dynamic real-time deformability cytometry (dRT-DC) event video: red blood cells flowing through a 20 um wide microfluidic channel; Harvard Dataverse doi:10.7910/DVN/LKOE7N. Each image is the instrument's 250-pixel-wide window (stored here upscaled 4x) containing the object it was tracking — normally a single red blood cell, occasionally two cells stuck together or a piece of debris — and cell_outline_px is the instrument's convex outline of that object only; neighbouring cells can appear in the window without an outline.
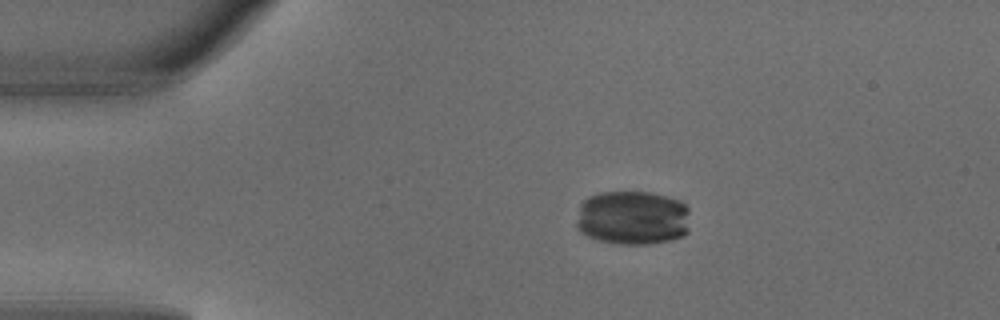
{"species": "common noctule bat (a hibernating species)", "species_latin": "Nyctalus noctula", "temperature_condition": "warm", "stored_images_in_passage": 3, "camera_frame_rate_fps": 3000, "um_per_image_px": 0.085, "animal": {"sex": "male", "body_mass_g": 18.8}, "frame": {"image": 1, "passage_image": 2, "time_ms": 0.333, "image_size_px": [1000, 320], "cell_outline_px": [[688, 232], [684, 236], [668, 240], [648, 244], [620, 244], [600, 240], [588, 236], [580, 232], [576, 224], [580, 204], [588, 196], [600, 192], [652, 192], [680, 200], [688, 208]], "centroid_in_image_um": [53.77, 18.5], "position_along_channel_um": 31.2, "area_um2": 36.18}}